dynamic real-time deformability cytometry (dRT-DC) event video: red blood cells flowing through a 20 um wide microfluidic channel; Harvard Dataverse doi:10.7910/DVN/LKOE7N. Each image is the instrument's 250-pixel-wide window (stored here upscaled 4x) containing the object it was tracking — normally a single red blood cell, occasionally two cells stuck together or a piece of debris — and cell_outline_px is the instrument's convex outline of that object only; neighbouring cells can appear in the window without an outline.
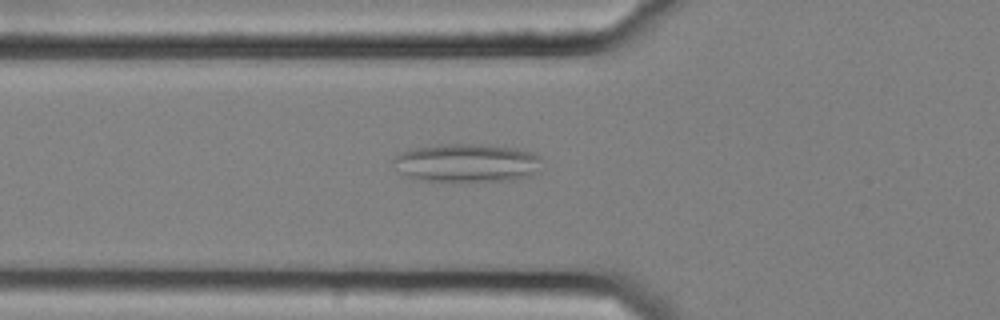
{"species": "common noctule bat (a hibernating species)", "species_latin": "Nyctalus noctula", "temperature_condition": "cold", "stored_images_in_passage": 41, "camera_frame_rate_fps": 3000, "um_per_image_px": 0.085, "animal": {"sex": "female", "body_mass_g": 25.1}, "frame": {"image": 1, "passage_image": 8, "time_ms": 2.333, "image_size_px": [1000, 320], "cell_outline_px": [[544, 160], [540, 172], [528, 176], [512, 180], [420, 180], [408, 176], [400, 172], [392, 160], [400, 152], [416, 148], [440, 144], [480, 144], [516, 148], [532, 152], [540, 156]], "centroid_in_image_um": [39.76, 13.83], "position_along_channel_um": 86.0, "area_um2": 33.12}}
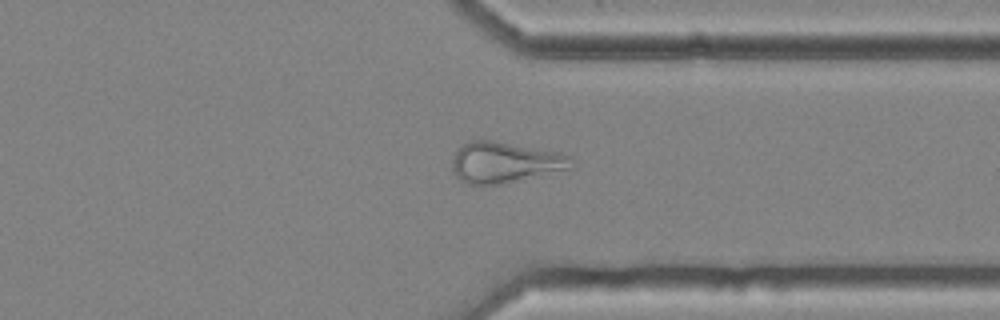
{"frame": {"image": 2, "passage_image": 31, "time_ms": 10.0, "image_size_px": [1000, 320], "cell_outline_px": [[572, 168], [500, 184], [468, 184], [460, 180], [452, 172], [452, 160], [456, 152], [464, 144], [472, 140], [492, 140], [560, 152], [572, 156]], "centroid_in_image_um": [42.91, 13.79], "position_along_channel_um": 368.5, "area_um2": 28.21}}
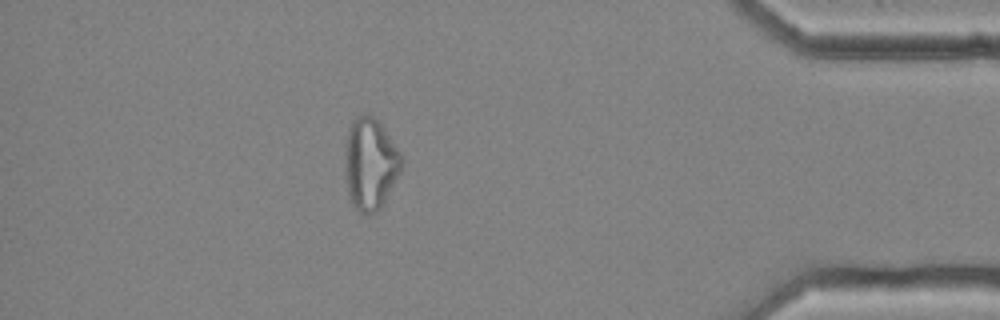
{"frame": {"image": 3, "passage_image": 37, "time_ms": 12.0, "image_size_px": [1000, 320], "cell_outline_px": [[404, 164], [384, 204], [376, 212], [368, 216], [360, 212], [352, 204], [348, 196], [344, 176], [344, 144], [348, 128], [352, 120], [356, 116], [368, 112], [380, 120], [400, 152], [404, 160]], "centroid_in_image_um": [31.45, 13.9], "position_along_channel_um": 403.7, "area_um2": 31.5}}